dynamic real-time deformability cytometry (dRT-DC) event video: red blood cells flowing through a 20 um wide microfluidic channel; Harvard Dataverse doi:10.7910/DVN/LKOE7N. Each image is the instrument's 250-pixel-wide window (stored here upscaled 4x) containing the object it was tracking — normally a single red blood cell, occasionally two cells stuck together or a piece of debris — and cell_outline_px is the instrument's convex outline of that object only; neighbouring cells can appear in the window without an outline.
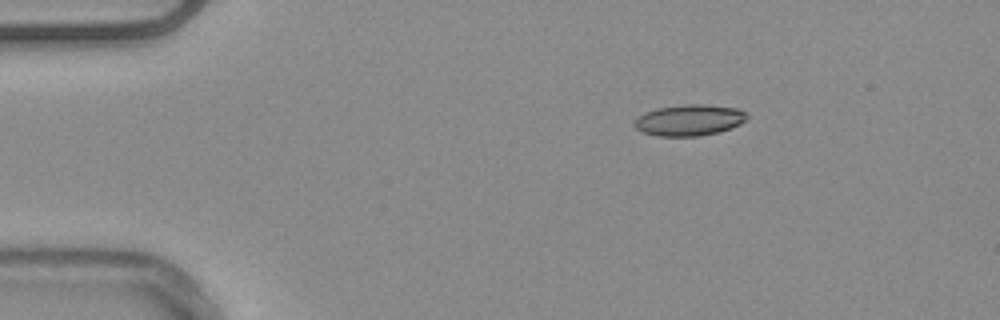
{"species": "common noctule bat (a hibernating species)", "species_latin": "Nyctalus noctula", "temperature_condition": "warm", "stored_images_in_passage": 46, "camera_frame_rate_fps": 3000, "um_per_image_px": 0.085, "animal": {"sex": "male", "body_mass_g": 20.4}, "frame": {"image": 1, "passage_image": 1, "time_ms": 0.0, "image_size_px": [1000, 320], "cell_outline_px": [[748, 120], [732, 128], [700, 136], [660, 136], [640, 132], [632, 124], [640, 116], [656, 108], [684, 104], [704, 104], [736, 108], [748, 112]], "centroid_in_image_um": [58.63, 10.21], "position_along_channel_um": 26.4, "area_um2": 20.52}}
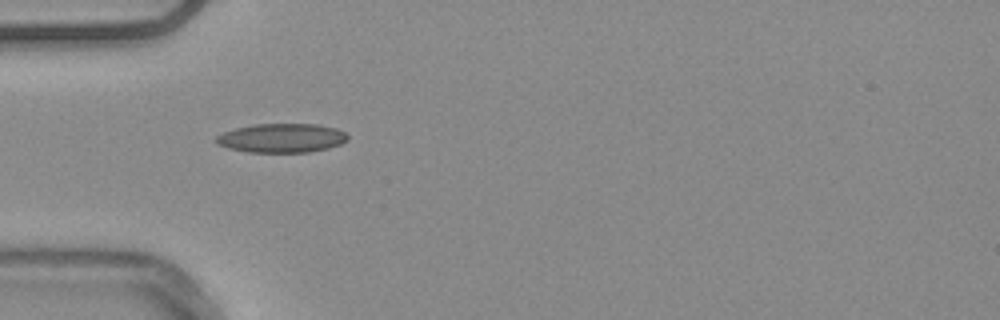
{"frame": {"image": 2, "passage_image": 9, "time_ms": 2.667, "image_size_px": [1000, 320], "cell_outline_px": [[348, 140], [340, 144], [328, 148], [308, 152], [248, 152], [228, 148], [216, 144], [212, 140], [216, 136], [224, 132], [236, 128], [252, 124], [316, 124], [336, 128], [344, 132], [348, 136]], "centroid_in_image_um": [23.91, 11.73], "position_along_channel_um": 61.1, "area_um2": 22.37}}
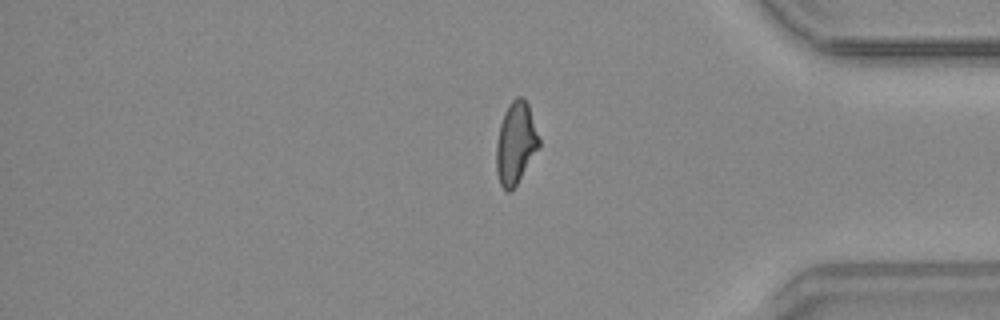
{"frame": {"image": 3, "passage_image": 37, "time_ms": 12.0, "image_size_px": [1000, 320], "cell_outline_px": [[540, 148], [516, 184], [508, 192], [500, 184], [496, 172], [496, 144], [500, 124], [504, 112], [508, 104], [516, 96], [524, 96], [528, 104], [540, 140]], "centroid_in_image_um": [43.84, 12.13], "position_along_channel_um": 391.4, "area_um2": 20.46}, "authors_computed_cell_mechanics": {"area_um2": 20.2011, "velocity_mm_per_s": 3.7745, "shape_relaxation_time_tau1_ms": null, "shape_relaxation_time_tau2_ms": 1.8186, "deformation_change_tau1": null, "deformation_change_tau2": 0.0704}}